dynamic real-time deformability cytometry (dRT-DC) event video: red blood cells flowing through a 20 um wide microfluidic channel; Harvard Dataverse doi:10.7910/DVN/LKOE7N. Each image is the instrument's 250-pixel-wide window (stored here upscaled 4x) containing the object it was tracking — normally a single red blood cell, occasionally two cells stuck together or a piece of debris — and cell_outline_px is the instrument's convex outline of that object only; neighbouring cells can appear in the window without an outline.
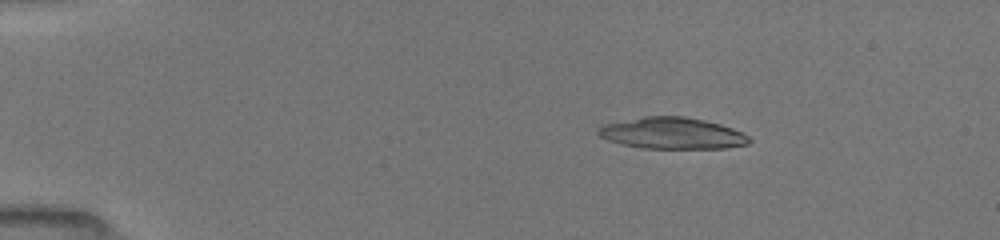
{"species": "common noctule bat (a hibernating species)", "species_latin": "Nyctalus noctula", "temperature_condition": "room temperature", "stored_images_in_passage": 34, "camera_frame_rate_fps": 3000, "um_per_image_px": 0.085, "animal": {"sex": "female", "body_mass_g": 19.5, "forearm_length_mm": 54.1}, "frame": {"image": 1, "passage_image": 7, "time_ms": 2.667, "image_size_px": [1000, 240], "cell_outline_px": [[752, 140], [748, 144], [728, 148], [644, 148], [620, 144], [608, 140], [600, 136], [596, 132], [596, 128], [600, 124], [644, 116], [684, 116], [704, 120], [720, 124], [744, 132]], "centroid_in_image_um": [57.11, 11.32], "position_along_channel_um": 27.9, "area_um2": 27.98}}
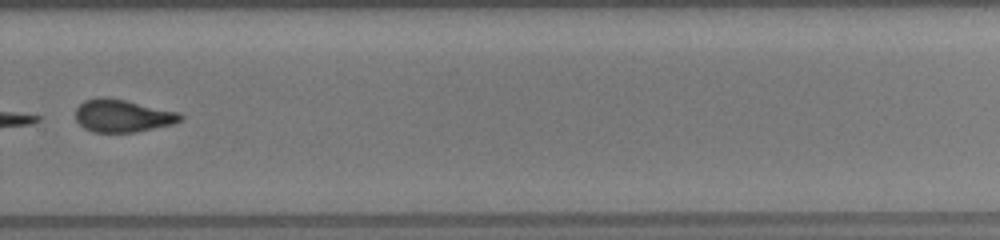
{"frame": {"image": 2, "passage_image": 24, "time_ms": 12.0, "image_size_px": [1000, 240], "cell_outline_px": [[184, 120], [172, 124], [136, 132], [92, 132], [84, 128], [76, 120], [76, 108], [84, 100], [100, 96], [108, 96], [180, 112], [184, 116]], "centroid_in_image_um": [10.43, 9.83], "position_along_channel_um": 319.4, "area_um2": 20.23}}
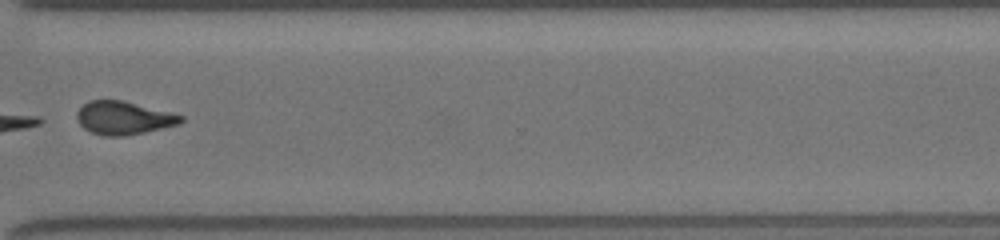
{"frame": {"image": 3, "passage_image": 26, "time_ms": 13.0, "image_size_px": [1000, 240], "cell_outline_px": [[184, 120], [180, 124], [144, 132], [124, 136], [104, 136], [92, 132], [84, 128], [76, 120], [76, 112], [88, 100], [124, 100], [184, 116]], "centroid_in_image_um": [10.49, 10.02], "position_along_channel_um": 360.1, "area_um2": 20.11}, "authors_computed_cell_mechanics": {"area_um2": 27.3972, "velocity_mm_per_s": 4.0163, "shape_relaxation_time_tau1_ms": null, "shape_relaxation_time_tau2_ms": 1.6533, "deformation_change_tau1": null, "deformation_change_tau2": 0.1002}}